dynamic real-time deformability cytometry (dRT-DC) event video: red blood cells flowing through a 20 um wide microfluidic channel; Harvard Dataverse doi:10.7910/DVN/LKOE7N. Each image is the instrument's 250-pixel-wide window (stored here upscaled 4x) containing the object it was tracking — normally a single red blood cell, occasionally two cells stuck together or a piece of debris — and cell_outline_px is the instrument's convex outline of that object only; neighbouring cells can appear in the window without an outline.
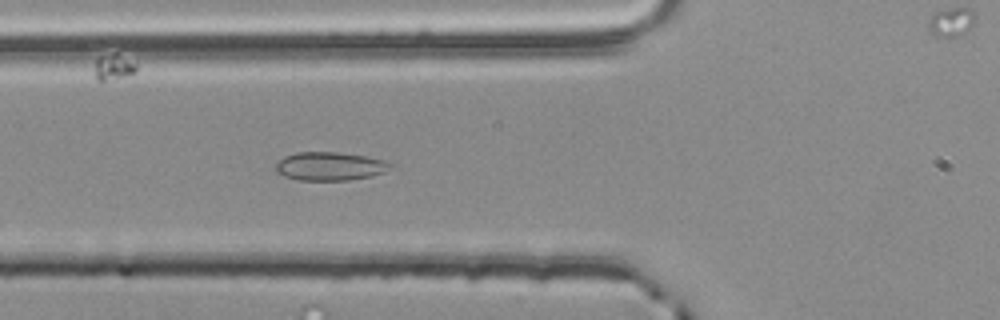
{"species": "common noctule bat (a hibernating species)", "species_latin": "Nyctalus noctula", "temperature_condition": "room temperature", "stored_images_in_passage": 43, "camera_frame_rate_fps": 3000, "um_per_image_px": 0.085, "animal": {"sex": "male", "body_mass_g": 20.4}, "frame": {"image": 1, "passage_image": 8, "time_ms": 2.333, "image_size_px": [1000, 320], "cell_outline_px": [[392, 164], [384, 172], [372, 176], [348, 180], [300, 180], [284, 176], [276, 172], [276, 164], [284, 156], [296, 152], [336, 152], [364, 156], [384, 160]], "centroid_in_image_um": [28.01, 14.13], "position_along_channel_um": 97.8, "area_um2": 18.84}}
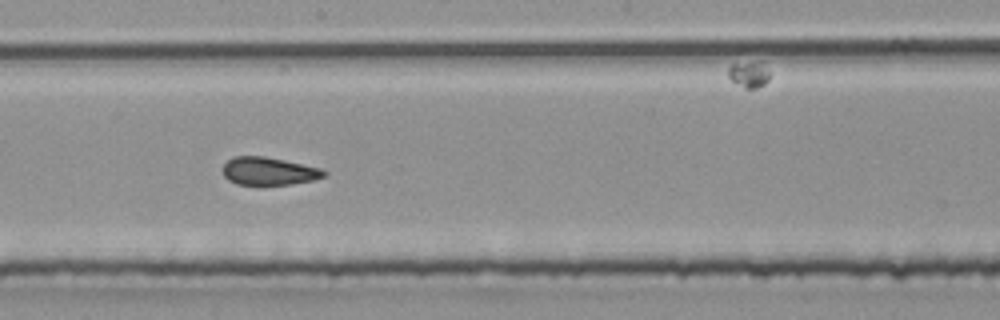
{"frame": {"image": 2, "passage_image": 18, "time_ms": 5.667, "image_size_px": [1000, 320], "cell_outline_px": [[328, 172], [324, 176], [312, 180], [292, 184], [264, 188], [236, 184], [228, 180], [224, 176], [224, 164], [232, 156], [264, 156], [284, 160], [320, 168]], "centroid_in_image_um": [22.82, 14.6], "position_along_channel_um": 225.4, "area_um2": 17.05}}
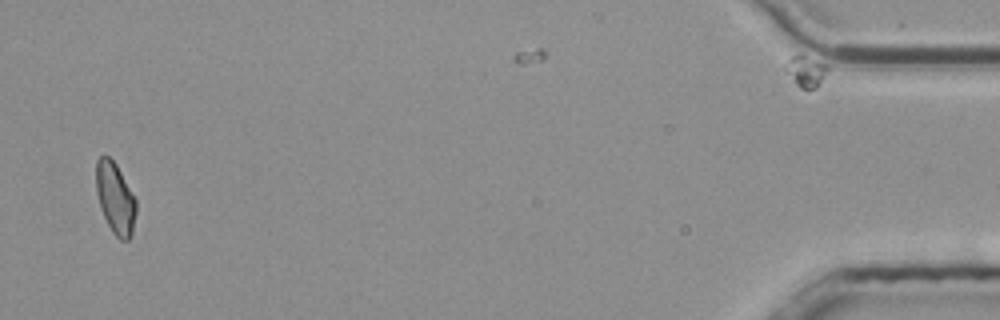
{"frame": {"image": 3, "passage_image": 41, "time_ms": 13.333, "image_size_px": [1000, 320], "cell_outline_px": [[136, 212], [132, 236], [128, 240], [120, 240], [112, 232], [100, 208], [96, 192], [96, 160], [100, 156], [108, 156], [116, 164], [136, 200]], "centroid_in_image_um": [9.79, 16.87], "position_along_channel_um": 425.4, "area_um2": 16.59}, "authors_computed_cell_mechanics": {"area_um2": 17.051, "velocity_mm_per_s": 3.8156, "shape_relaxation_time_tau1_ms": null, "shape_relaxation_time_tau2_ms": 1.7298, "deformation_change_tau1": null, "deformation_change_tau2": 0.0723}}